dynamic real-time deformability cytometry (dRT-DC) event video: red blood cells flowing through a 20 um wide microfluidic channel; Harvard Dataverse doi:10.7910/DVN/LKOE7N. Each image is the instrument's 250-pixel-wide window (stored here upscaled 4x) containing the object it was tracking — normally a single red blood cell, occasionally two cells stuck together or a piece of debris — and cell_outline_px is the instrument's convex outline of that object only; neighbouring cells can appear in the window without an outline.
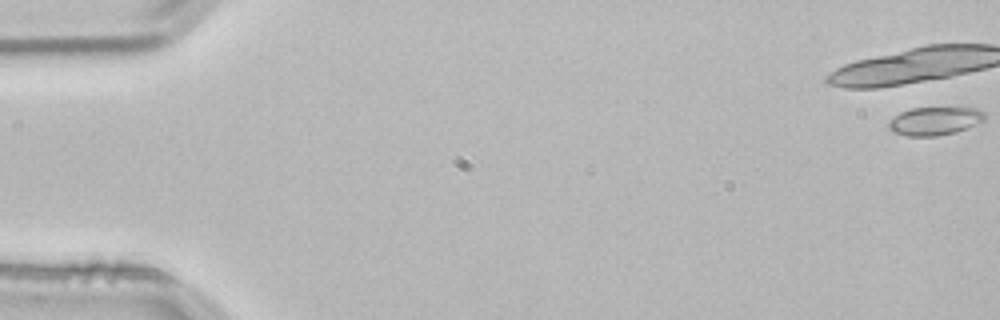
{"species": "common noctule bat (a hibernating species)", "species_latin": "Nyctalus noctula", "temperature_condition": "room temperature", "stored_images_in_passage": 12, "camera_frame_rate_fps": 3000, "um_per_image_px": 0.085, "animal": {"sex": "male", "body_mass_g": 21.5, "forearm_length_mm": 52.0}, "frame": {"image": 1, "passage_image": 1, "time_ms": 0.0, "image_size_px": [1000, 320], "cell_outline_px": [[984, 120], [980, 124], [956, 132], [936, 136], [908, 136], [896, 132], [888, 128], [888, 120], [900, 112], [912, 108], [976, 108], [984, 112]], "centroid_in_image_um": [79.46, 10.29], "position_along_channel_um": 5.5, "area_um2": 15.84}}